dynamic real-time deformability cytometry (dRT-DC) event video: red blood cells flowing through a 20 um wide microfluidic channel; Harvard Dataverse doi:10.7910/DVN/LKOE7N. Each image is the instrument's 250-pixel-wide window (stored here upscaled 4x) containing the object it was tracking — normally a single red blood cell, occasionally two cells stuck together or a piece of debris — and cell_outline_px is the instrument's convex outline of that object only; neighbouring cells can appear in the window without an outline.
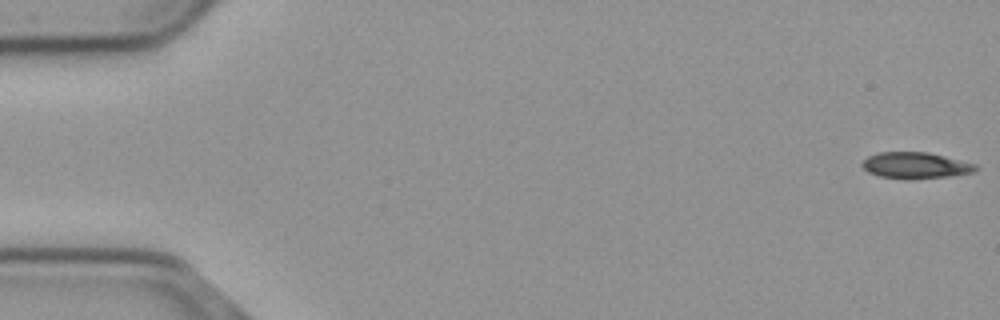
{"species": "common noctule bat (a hibernating species)", "species_latin": "Nyctalus noctula", "temperature_condition": "cold", "stored_images_in_passage": 56, "camera_frame_rate_fps": 3000, "um_per_image_px": 0.085, "animal": {"sex": "male", "body_mass_g": 23.1, "forearm_length_mm": 52.7}, "frame": {"image": 1, "passage_image": 1, "time_ms": 0.0, "image_size_px": [1000, 320], "cell_outline_px": [[980, 168], [972, 172], [948, 176], [880, 176], [868, 172], [860, 164], [868, 156], [876, 152], [928, 152], [976, 164]], "centroid_in_image_um": [77.81, 14.0], "position_along_channel_um": 7.2, "area_um2": 16.42}}
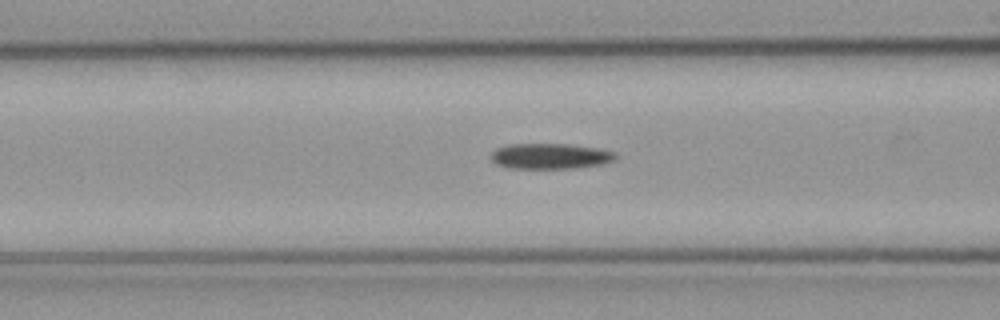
{"frame": {"image": 2, "passage_image": 22, "time_ms": 7.0, "image_size_px": [1000, 320], "cell_outline_px": [[616, 160], [604, 164], [572, 168], [512, 168], [496, 164], [488, 156], [496, 148], [508, 144], [568, 144], [596, 148], [616, 152]], "centroid_in_image_um": [46.76, 13.27], "position_along_channel_um": 119.8, "area_um2": 18.61}}
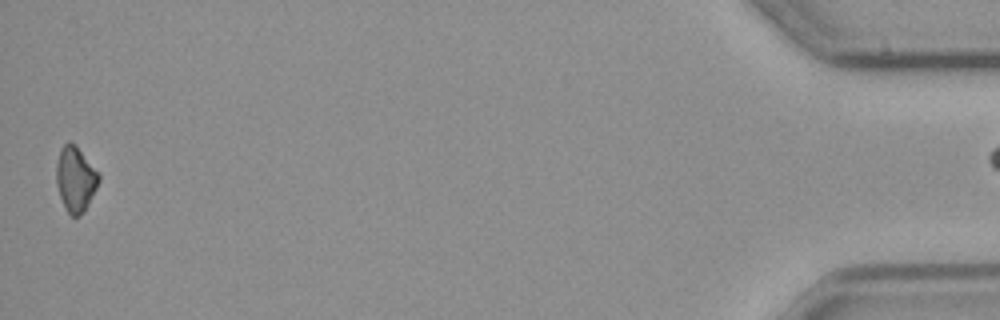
{"frame": {"image": 3, "passage_image": 55, "time_ms": 18.0, "image_size_px": [1000, 320], "cell_outline_px": [[100, 180], [96, 188], [84, 208], [76, 216], [72, 216], [68, 212], [60, 196], [56, 184], [56, 164], [60, 148], [68, 140], [76, 144], [100, 172]], "centroid_in_image_um": [6.41, 15.11], "position_along_channel_um": 428.8, "area_um2": 16.01}}